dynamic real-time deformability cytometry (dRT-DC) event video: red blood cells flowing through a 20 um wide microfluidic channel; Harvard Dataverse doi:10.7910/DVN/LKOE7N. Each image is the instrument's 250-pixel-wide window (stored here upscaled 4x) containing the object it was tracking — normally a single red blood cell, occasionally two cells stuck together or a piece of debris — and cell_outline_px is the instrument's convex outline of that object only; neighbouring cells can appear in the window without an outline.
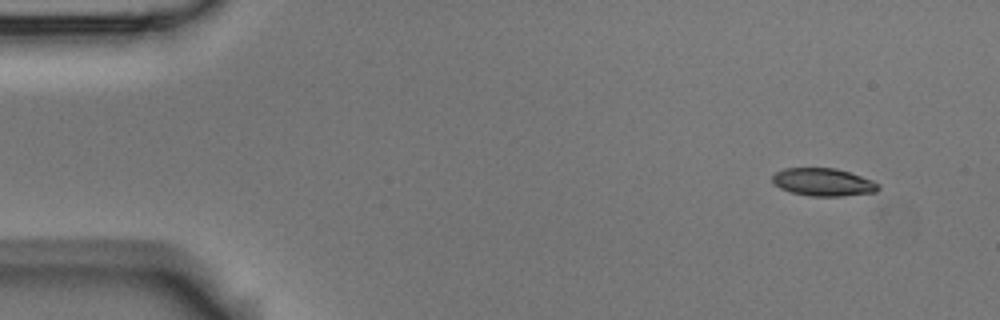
{"species": "Egyptian fruit bat (a non-hibernating species)", "species_latin": "Rousettus aegyptiacus", "temperature_condition": "room temperature", "stored_images_in_passage": 4, "camera_frame_rate_fps": 3000, "um_per_image_px": 0.085, "animal": {"sex": "male"}, "frame": {"image": 1, "passage_image": 1, "time_ms": 0.0, "image_size_px": [1000, 320], "cell_outline_px": [[880, 188], [876, 192], [844, 196], [812, 196], [792, 192], [780, 188], [772, 180], [772, 176], [776, 172], [784, 168], [836, 168], [872, 180], [880, 184]], "centroid_in_image_um": [70.0, 15.48], "position_along_channel_um": 15.0, "area_um2": 17.05}}
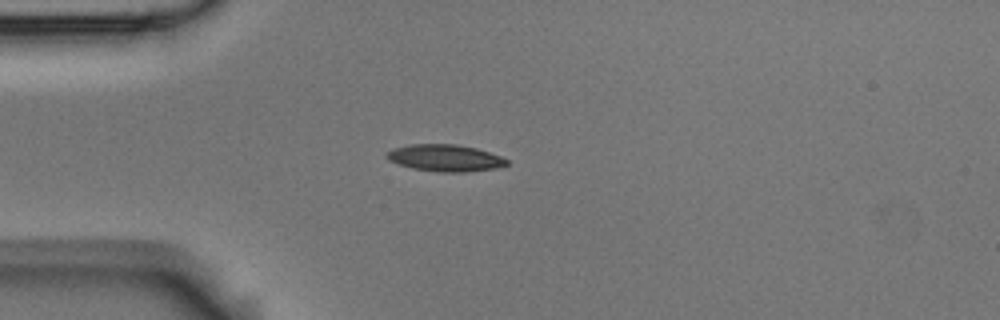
{"frame": {"image": 2, "passage_image": 4, "time_ms": 1.0, "image_size_px": [1000, 320], "cell_outline_px": [[508, 164], [496, 168], [464, 172], [436, 172], [412, 168], [388, 160], [384, 156], [392, 148], [412, 144], [456, 144], [476, 148], [500, 156], [508, 160]], "centroid_in_image_um": [37.81, 13.42], "position_along_channel_um": 47.2, "area_um2": 18.73}}